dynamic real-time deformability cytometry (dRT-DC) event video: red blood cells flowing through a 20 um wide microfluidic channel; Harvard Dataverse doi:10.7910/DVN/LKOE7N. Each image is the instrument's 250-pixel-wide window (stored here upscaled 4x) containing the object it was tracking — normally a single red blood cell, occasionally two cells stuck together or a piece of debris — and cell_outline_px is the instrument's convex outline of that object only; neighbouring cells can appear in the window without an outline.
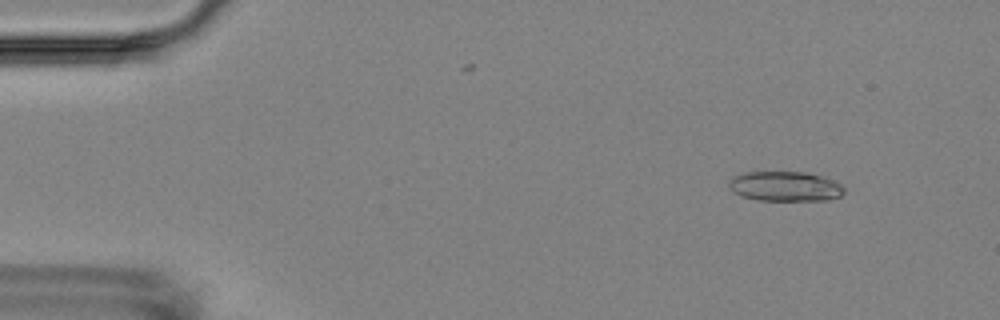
{"species": "Egyptian fruit bat (a non-hibernating species)", "species_latin": "Rousettus aegyptiacus", "temperature_condition": "room temperature", "stored_images_in_passage": 6, "camera_frame_rate_fps": 3000, "um_per_image_px": 0.085, "animal": {"sex": "female"}, "frame": {"image": 1, "passage_image": 2, "time_ms": 1.0, "image_size_px": [1000, 320], "cell_outline_px": [[844, 192], [840, 196], [828, 200], [760, 200], [740, 196], [728, 184], [736, 176], [748, 172], [804, 172], [824, 176], [840, 184], [844, 188]], "centroid_in_image_um": [66.8, 15.84], "position_along_channel_um": 18.2, "area_um2": 19.71}}
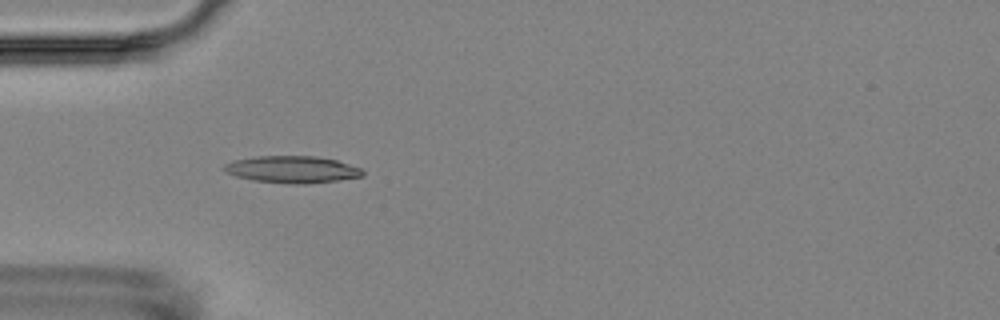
{"frame": {"image": 2, "passage_image": 5, "time_ms": 4.667, "image_size_px": [1000, 320], "cell_outline_px": [[364, 176], [308, 184], [292, 184], [252, 180], [236, 176], [228, 172], [224, 168], [224, 164], [232, 160], [256, 156], [316, 156], [336, 160], [360, 168], [364, 172]], "centroid_in_image_um": [24.83, 14.4], "position_along_channel_um": 60.2, "area_um2": 21.68}}